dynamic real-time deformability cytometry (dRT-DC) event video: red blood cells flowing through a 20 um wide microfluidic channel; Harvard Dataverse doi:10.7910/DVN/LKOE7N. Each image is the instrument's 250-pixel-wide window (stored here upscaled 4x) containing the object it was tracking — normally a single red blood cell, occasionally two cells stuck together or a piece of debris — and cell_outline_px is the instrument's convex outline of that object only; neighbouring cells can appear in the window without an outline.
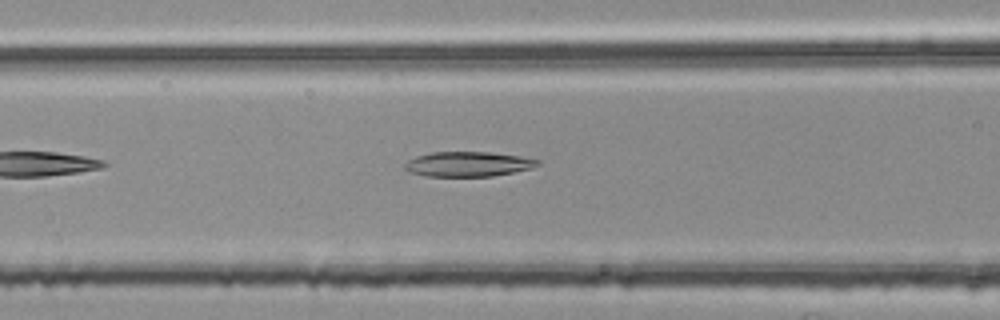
{"species": "common noctule bat (a hibernating species)", "species_latin": "Nyctalus noctula", "temperature_condition": "room temperature", "stored_images_in_passage": 34, "camera_frame_rate_fps": 3000, "um_per_image_px": 0.085, "animal": {"sex": "female", "body_mass_g": 25.1}, "frame": {"image": 1, "passage_image": 8, "time_ms": 2.333, "image_size_px": [1000, 320], "cell_outline_px": [[540, 164], [532, 168], [492, 176], [424, 176], [412, 172], [404, 168], [404, 164], [408, 160], [416, 156], [432, 152], [488, 152], [520, 156], [540, 160]], "centroid_in_image_um": [39.78, 13.94], "position_along_channel_um": 126.8, "area_um2": 19.13}}
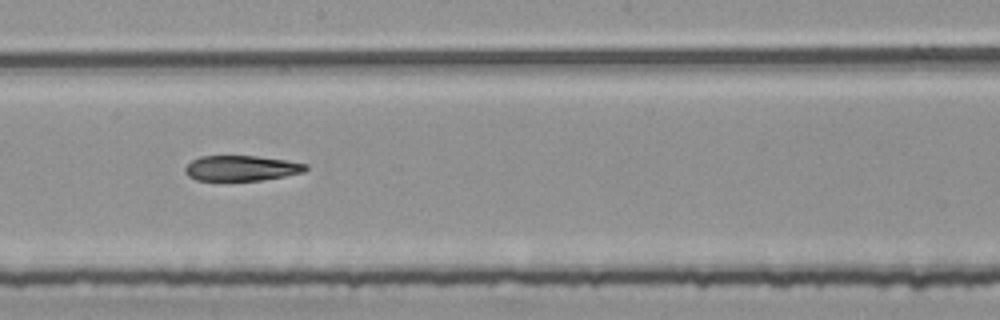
{"frame": {"image": 2, "passage_image": 16, "time_ms": 5.0, "image_size_px": [1000, 320], "cell_outline_px": [[308, 168], [304, 172], [284, 176], [260, 180], [196, 180], [188, 176], [184, 172], [184, 168], [192, 160], [200, 156], [256, 156], [284, 160], [308, 164]], "centroid_in_image_um": [20.5, 14.29], "position_along_channel_um": 227.7, "area_um2": 17.69}}
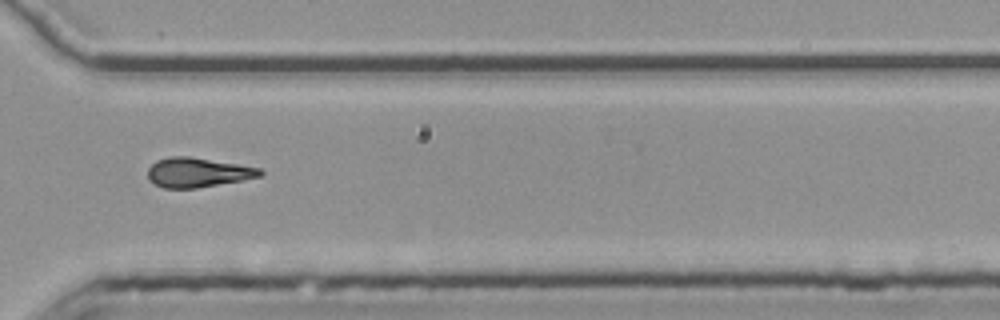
{"frame": {"image": 3, "passage_image": 26, "time_ms": 8.333, "image_size_px": [1000, 320], "cell_outline_px": [[264, 172], [260, 176], [240, 180], [196, 188], [164, 188], [148, 180], [148, 168], [156, 160], [168, 156], [188, 156], [260, 168]], "centroid_in_image_um": [16.75, 14.65], "position_along_channel_um": 353.9, "area_um2": 19.07}}